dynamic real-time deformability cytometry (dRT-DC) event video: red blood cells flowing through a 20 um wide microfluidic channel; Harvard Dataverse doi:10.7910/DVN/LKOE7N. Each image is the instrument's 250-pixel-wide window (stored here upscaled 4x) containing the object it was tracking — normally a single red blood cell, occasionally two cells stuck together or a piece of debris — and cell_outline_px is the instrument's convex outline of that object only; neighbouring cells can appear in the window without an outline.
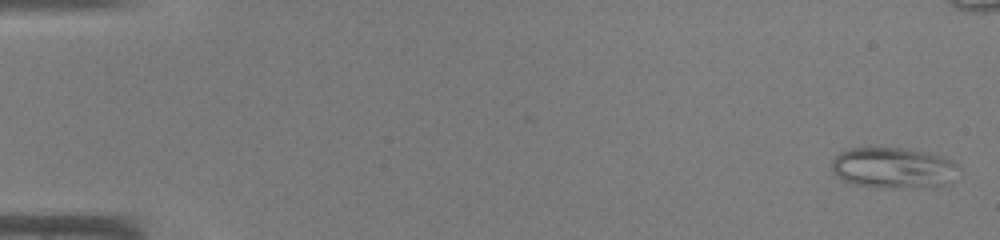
{"species": "common noctule bat (a hibernating species)", "species_latin": "Nyctalus noctula", "temperature_condition": "warm", "stored_images_in_passage": 46, "camera_frame_rate_fps": 3000, "um_per_image_px": 0.085, "animal": {"sex": "male", "body_mass_g": 19.0, "forearm_length_mm": 50.8}, "frame": {"image": 1, "passage_image": 1, "time_ms": 0.0, "image_size_px": [1000, 240], "cell_outline_px": [[956, 164], [944, 184], [928, 188], [880, 188], [852, 184], [836, 176], [832, 172], [832, 160], [844, 148], [908, 148], [940, 156], [952, 160]], "centroid_in_image_um": [75.8, 14.27], "position_along_channel_um": 9.2, "area_um2": 29.94}}
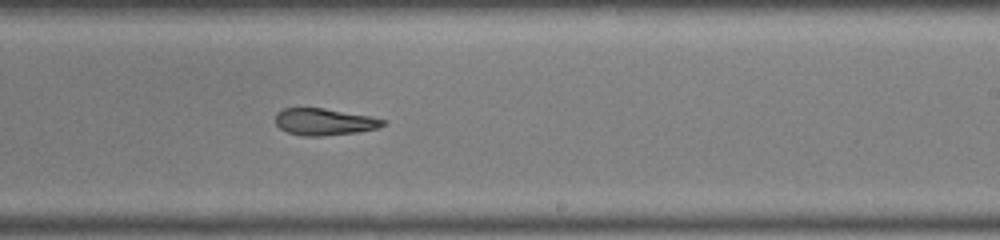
{"frame": {"image": 2, "passage_image": 28, "time_ms": 9.0, "image_size_px": [1000, 240], "cell_outline_px": [[388, 124], [380, 128], [356, 132], [324, 136], [300, 136], [288, 132], [280, 128], [276, 124], [276, 112], [284, 108], [324, 108], [368, 116], [384, 120]], "centroid_in_image_um": [27.56, 10.36], "position_along_channel_um": 261.4, "area_um2": 16.82}}
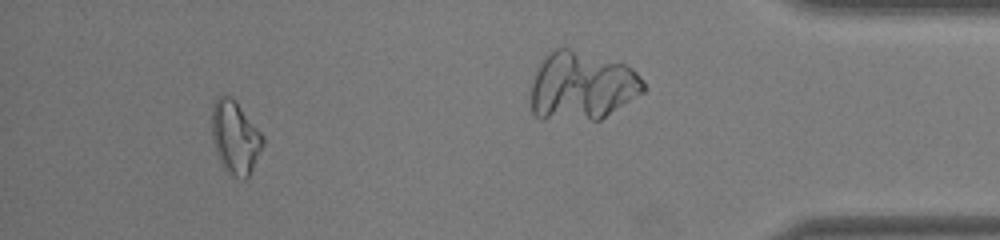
{"frame": {"image": 3, "passage_image": 42, "time_ms": 13.667, "image_size_px": [1000, 240], "cell_outline_px": [[264, 144], [248, 176], [244, 180], [228, 172], [224, 168], [216, 152], [212, 136], [212, 104], [216, 96], [232, 96], [236, 100], [264, 136]], "centroid_in_image_um": [19.99, 11.62], "position_along_channel_um": 415.2, "area_um2": 21.62}}